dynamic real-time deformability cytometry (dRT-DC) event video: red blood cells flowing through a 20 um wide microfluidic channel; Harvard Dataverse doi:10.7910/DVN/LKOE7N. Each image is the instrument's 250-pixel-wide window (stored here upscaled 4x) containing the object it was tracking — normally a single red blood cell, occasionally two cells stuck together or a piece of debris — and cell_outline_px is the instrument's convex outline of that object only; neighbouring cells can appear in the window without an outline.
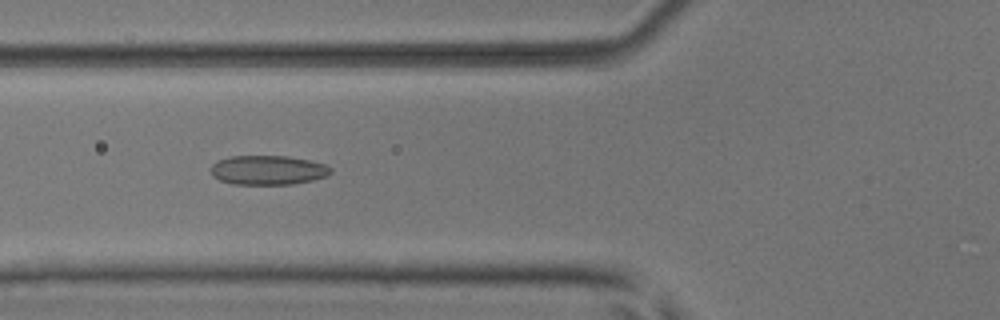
{"species": "common noctule bat (a hibernating species)", "species_latin": "Nyctalus noctula", "temperature_condition": "room temperature", "stored_images_in_passage": 51, "camera_frame_rate_fps": 3000, "um_per_image_px": 0.085, "animal": {"sex": "male", "body_mass_g": 17.9, "forearm_length_mm": 54.2}, "frame": {"image": 1, "passage_image": 20, "time_ms": 6.333, "image_size_px": [1000, 320], "cell_outline_px": [[332, 172], [328, 176], [312, 180], [292, 184], [232, 184], [220, 180], [212, 176], [212, 164], [216, 160], [232, 156], [288, 156], [308, 160], [324, 164], [332, 168]], "centroid_in_image_um": [22.78, 14.46], "position_along_channel_um": 103.0, "area_um2": 20.52}}
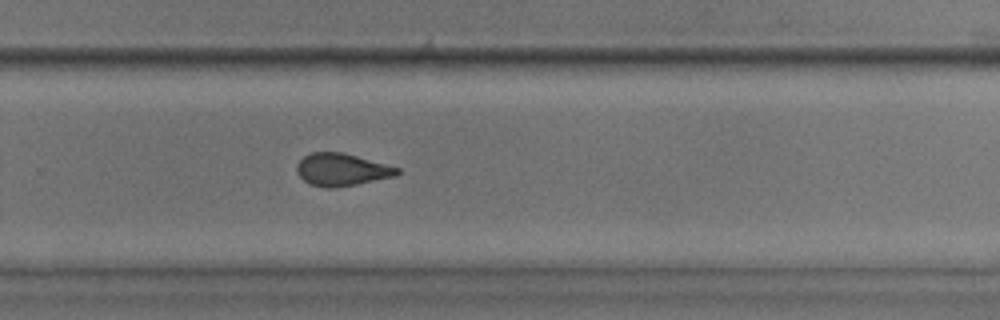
{"frame": {"image": 2, "passage_image": 35, "time_ms": 11.333, "image_size_px": [1000, 320], "cell_outline_px": [[400, 172], [396, 176], [336, 188], [328, 188], [312, 184], [304, 180], [296, 172], [296, 164], [304, 156], [312, 152], [344, 152], [400, 168]], "centroid_in_image_um": [29.05, 14.41], "position_along_channel_um": 300.8, "area_um2": 18.96}}
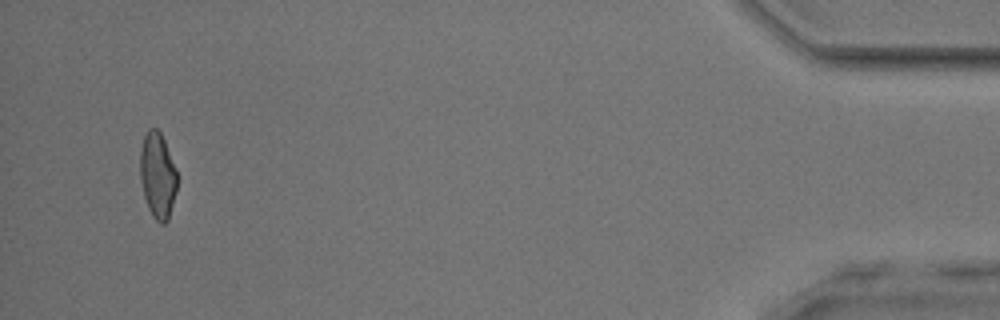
{"frame": {"image": 3, "passage_image": 50, "time_ms": 16.333, "image_size_px": [1000, 320], "cell_outline_px": [[176, 192], [168, 220], [164, 224], [160, 224], [152, 216], [148, 208], [144, 196], [140, 180], [140, 152], [144, 136], [148, 128], [156, 128], [160, 132], [164, 140], [176, 172]], "centroid_in_image_um": [13.37, 14.93], "position_along_channel_um": 421.8, "area_um2": 18.32}}